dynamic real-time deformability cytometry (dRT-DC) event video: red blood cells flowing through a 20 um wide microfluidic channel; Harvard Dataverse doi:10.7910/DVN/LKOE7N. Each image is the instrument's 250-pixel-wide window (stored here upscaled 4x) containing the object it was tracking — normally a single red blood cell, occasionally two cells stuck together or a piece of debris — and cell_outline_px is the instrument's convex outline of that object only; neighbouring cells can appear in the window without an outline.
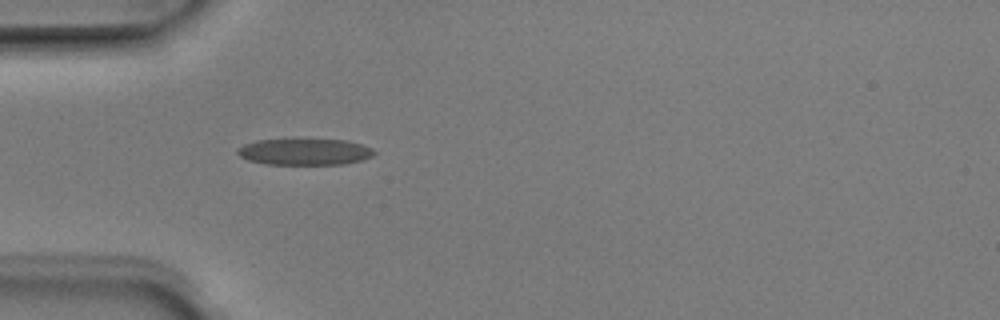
{"species": "Egyptian fruit bat (a non-hibernating species)", "species_latin": "Rousettus aegyptiacus", "temperature_condition": "room temperature", "stored_images_in_passage": 1, "camera_frame_rate_fps": 3000, "um_per_image_px": 0.085, "animal": {"sex": "male"}, "frame": {"image": 1, "passage_image": 1, "time_ms": 0.0, "image_size_px": [1000, 320], "cell_outline_px": [[376, 152], [372, 156], [364, 160], [344, 164], [264, 164], [248, 160], [240, 156], [236, 152], [236, 148], [244, 144], [256, 140], [292, 136], [348, 140], [372, 148]], "centroid_in_image_um": [25.86, 12.84], "position_along_channel_um": 59.1, "area_um2": 22.31}}